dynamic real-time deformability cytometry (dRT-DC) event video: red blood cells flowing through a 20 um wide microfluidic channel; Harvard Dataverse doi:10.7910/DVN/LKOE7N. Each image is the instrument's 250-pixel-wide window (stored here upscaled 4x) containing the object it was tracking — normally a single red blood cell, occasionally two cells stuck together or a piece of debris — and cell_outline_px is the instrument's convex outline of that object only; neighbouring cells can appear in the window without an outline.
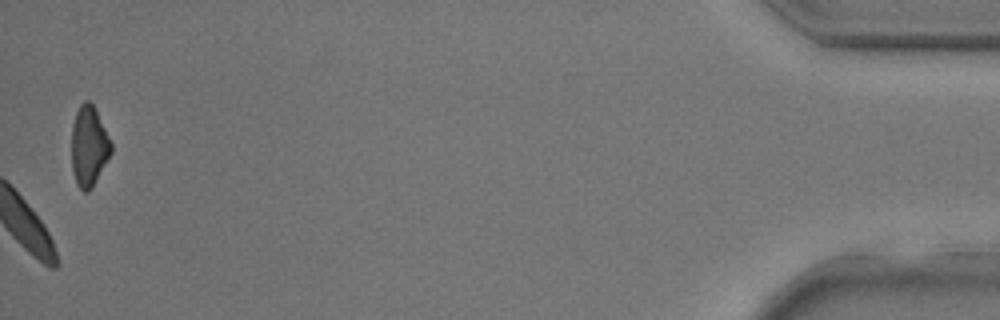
{"species": "common noctule bat (a hibernating species)", "species_latin": "Nyctalus noctula", "temperature_condition": "room temperature", "stored_images_in_passage": 39, "camera_frame_rate_fps": 3000, "um_per_image_px": 0.085, "animal": {"sex": "male", "body_mass_g": 17.9, "forearm_length_mm": 54.2}, "frame": {"image": 1, "passage_image": 39, "time_ms": 12.667, "image_size_px": [1000, 320], "cell_outline_px": [[112, 152], [92, 188], [88, 192], [84, 192], [76, 184], [72, 172], [72, 124], [76, 112], [80, 104], [84, 100], [88, 100], [92, 104], [112, 144]], "centroid_in_image_um": [7.54, 12.46], "position_along_channel_um": 427.7, "area_um2": 18.38}}